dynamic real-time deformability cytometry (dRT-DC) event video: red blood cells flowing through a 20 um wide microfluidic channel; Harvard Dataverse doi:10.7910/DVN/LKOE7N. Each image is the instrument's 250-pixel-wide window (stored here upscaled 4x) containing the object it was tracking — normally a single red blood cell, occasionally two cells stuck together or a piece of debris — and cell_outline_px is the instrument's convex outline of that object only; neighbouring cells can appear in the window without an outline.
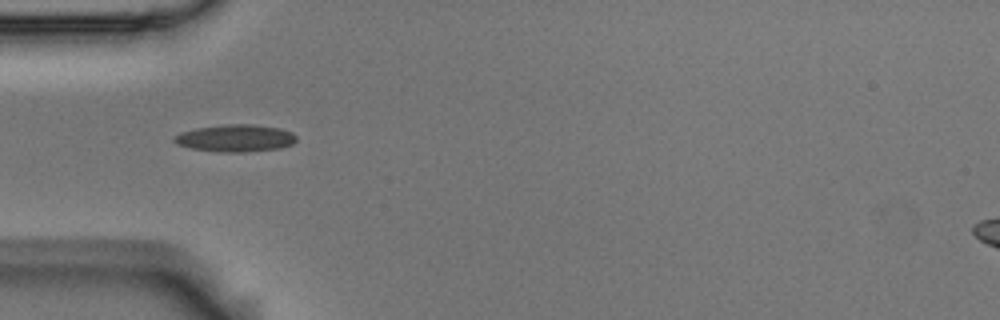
{"species": "Egyptian fruit bat (a non-hibernating species)", "species_latin": "Rousettus aegyptiacus", "temperature_condition": "room temperature", "stored_images_in_passage": 3, "camera_frame_rate_fps": 3000, "um_per_image_px": 0.085, "animal": {"sex": "male"}, "frame": {"image": 1, "passage_image": 1, "time_ms": 0.0, "image_size_px": [1000, 320], "cell_outline_px": [[296, 140], [292, 144], [280, 148], [244, 152], [216, 152], [192, 148], [176, 144], [172, 140], [180, 132], [196, 128], [228, 124], [252, 124], [280, 128], [292, 132], [296, 136]], "centroid_in_image_um": [20.01, 11.74], "position_along_channel_um": 65.0, "area_um2": 19.36}}
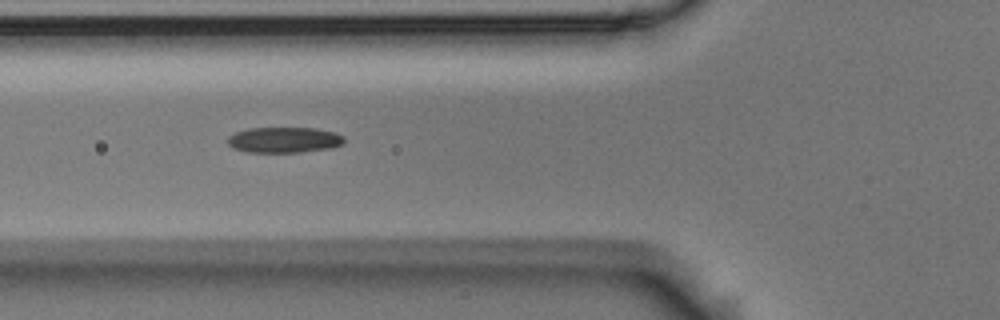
{"frame": {"image": 2, "passage_image": 2, "time_ms": 0.333, "image_size_px": [1000, 320], "cell_outline_px": [[344, 144], [332, 148], [300, 152], [248, 152], [232, 148], [228, 144], [228, 136], [236, 132], [248, 128], [316, 128], [336, 132], [344, 136]], "centroid_in_image_um": [24.18, 11.89], "position_along_channel_um": 101.6, "area_um2": 17.57}}
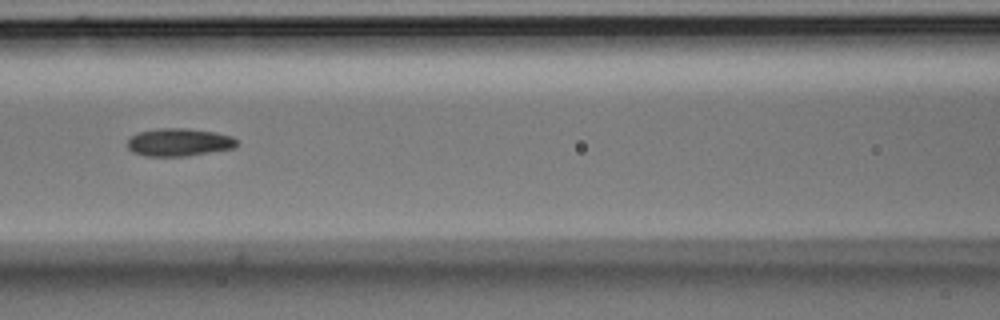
{"frame": {"image": 3, "passage_image": 3, "time_ms": 0.667, "image_size_px": [1000, 320], "cell_outline_px": [[236, 144], [232, 148], [188, 156], [144, 156], [132, 152], [128, 148], [128, 140], [132, 136], [140, 132], [156, 128], [184, 128], [216, 132], [232, 136], [236, 140]], "centroid_in_image_um": [15.19, 12.09], "position_along_channel_um": 151.4, "area_um2": 17.63}}